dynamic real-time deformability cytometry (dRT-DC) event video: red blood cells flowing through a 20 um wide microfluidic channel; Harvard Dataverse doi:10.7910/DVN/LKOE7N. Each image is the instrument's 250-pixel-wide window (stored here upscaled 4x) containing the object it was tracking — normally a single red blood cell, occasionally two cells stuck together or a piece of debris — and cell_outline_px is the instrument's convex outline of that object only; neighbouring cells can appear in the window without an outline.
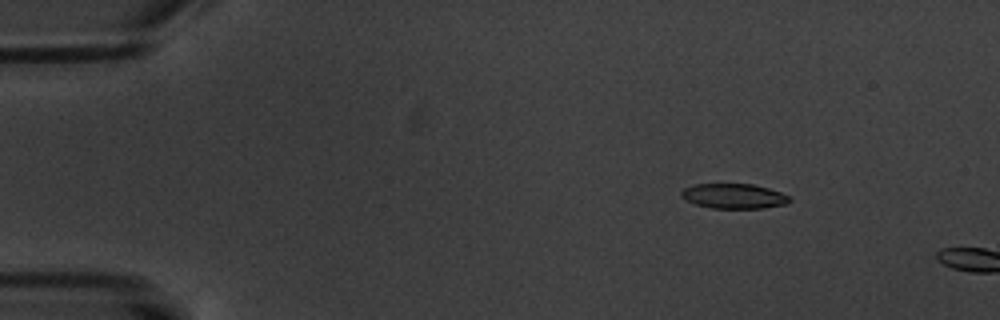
{"species": "common noctule bat (a hibernating species)", "species_latin": "Nyctalus noctula", "temperature_condition": "warm", "stored_images_in_passage": 3, "camera_frame_rate_fps": 3000, "um_per_image_px": 0.085, "animal": {"sex": "male", "body_mass_g": 20.1, "forearm_length_mm": 53.5}, "frame": {"image": 1, "passage_image": 2, "time_ms": 1.333, "image_size_px": [1000, 320], "cell_outline_px": [[792, 200], [788, 204], [764, 208], [712, 208], [696, 204], [680, 196], [680, 192], [684, 188], [696, 184], [752, 184], [768, 188], [780, 192], [788, 196]], "centroid_in_image_um": [62.4, 16.67], "position_along_channel_um": 22.6, "area_um2": 15.66}}